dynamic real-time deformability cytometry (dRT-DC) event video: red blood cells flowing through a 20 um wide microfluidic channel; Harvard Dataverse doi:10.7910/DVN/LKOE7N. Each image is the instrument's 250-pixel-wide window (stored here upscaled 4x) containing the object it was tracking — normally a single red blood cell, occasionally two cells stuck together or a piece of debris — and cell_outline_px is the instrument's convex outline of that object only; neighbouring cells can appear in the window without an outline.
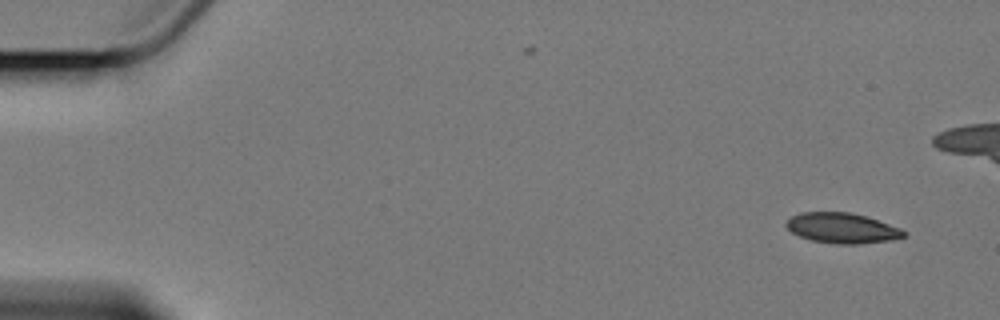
{"species": "Egyptian fruit bat (a non-hibernating species)", "species_latin": "Rousettus aegyptiacus", "temperature_condition": "cold", "stored_images_in_passage": 5, "camera_frame_rate_fps": 3000, "um_per_image_px": 0.085, "animal": {"sex": "female"}, "frame": {"image": 1, "passage_image": 1, "time_ms": 0.0, "image_size_px": [1000, 320], "cell_outline_px": [[908, 232], [904, 236], [892, 240], [860, 244], [836, 244], [812, 240], [800, 236], [792, 232], [784, 224], [792, 216], [800, 212], [848, 212], [864, 216], [900, 228]], "centroid_in_image_um": [71.57, 19.39], "position_along_channel_um": 13.4, "area_um2": 20.58}}
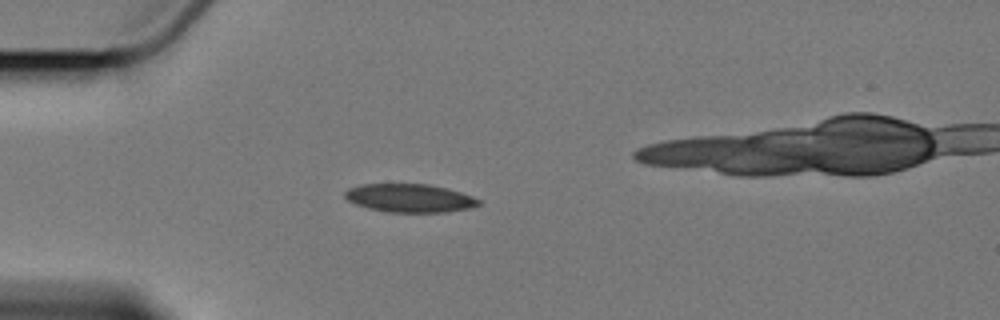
{"frame": {"image": 2, "passage_image": 4, "time_ms": 4.333, "image_size_px": [1000, 320], "cell_outline_px": [[480, 204], [468, 208], [448, 212], [388, 212], [368, 208], [356, 204], [348, 200], [344, 196], [344, 192], [348, 188], [360, 184], [428, 184], [460, 192], [472, 196], [480, 200]], "centroid_in_image_um": [34.79, 16.84], "position_along_channel_um": 50.2, "area_um2": 21.96}}